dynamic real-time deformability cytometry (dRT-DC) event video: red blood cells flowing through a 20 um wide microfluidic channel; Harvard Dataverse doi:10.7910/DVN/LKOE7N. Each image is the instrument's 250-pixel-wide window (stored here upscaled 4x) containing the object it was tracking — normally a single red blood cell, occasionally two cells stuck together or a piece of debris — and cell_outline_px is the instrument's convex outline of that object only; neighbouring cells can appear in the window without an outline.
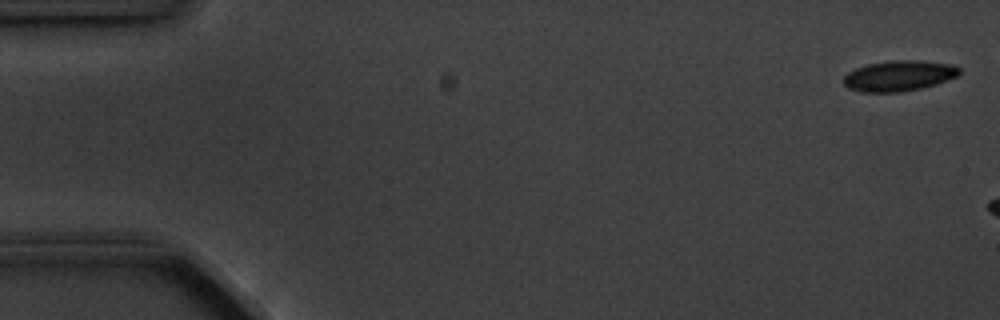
{"species": "common noctule bat (a hibernating species)", "species_latin": "Nyctalus noctula", "temperature_condition": "cold", "stored_images_in_passage": 2, "camera_frame_rate_fps": 3000, "um_per_image_px": 0.085, "animal": {"sex": "male", "body_mass_g": 20.1, "forearm_length_mm": 53.5}, "frame": {"image": 1, "passage_image": 1, "time_ms": 0.0, "image_size_px": [1000, 320], "cell_outline_px": [[960, 72], [956, 76], [936, 84], [920, 88], [900, 92], [864, 92], [848, 88], [844, 84], [844, 76], [848, 72], [856, 68], [868, 64], [892, 60], [920, 60], [952, 64], [960, 68]], "centroid_in_image_um": [76.41, 6.43], "position_along_channel_um": 8.6, "area_um2": 20.52}}